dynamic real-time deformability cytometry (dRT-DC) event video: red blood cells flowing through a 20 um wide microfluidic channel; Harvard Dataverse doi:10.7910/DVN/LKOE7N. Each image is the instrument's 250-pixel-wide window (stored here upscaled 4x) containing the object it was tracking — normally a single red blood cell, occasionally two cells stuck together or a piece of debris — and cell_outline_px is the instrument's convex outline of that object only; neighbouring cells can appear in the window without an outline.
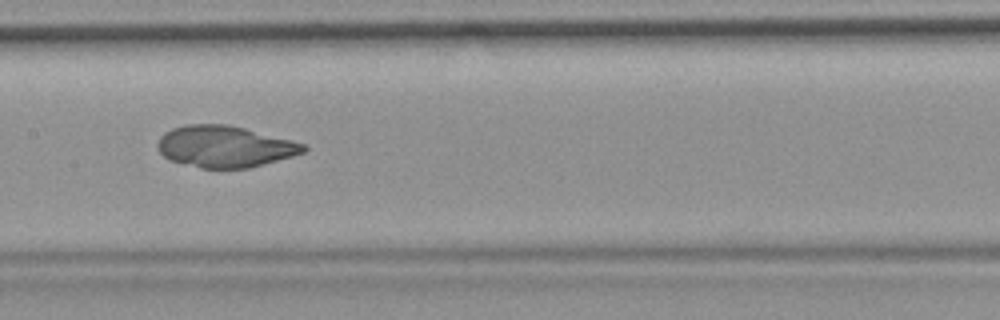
{"species": "common noctule bat (a hibernating species)", "species_latin": "Nyctalus noctula", "temperature_condition": "room temperature", "stored_images_in_passage": 12, "camera_frame_rate_fps": 3000, "um_per_image_px": 0.085, "animal": {"sex": "female", "body_mass_g": 19.9}, "frame": {"image": 1, "passage_image": 6, "time_ms": 5.667, "image_size_px": [1000, 320], "cell_outline_px": [[308, 148], [304, 152], [292, 156], [248, 168], [200, 168], [168, 160], [160, 152], [156, 144], [160, 136], [164, 132], [172, 128], [184, 124], [228, 124], [292, 140], [304, 144]], "centroid_in_image_um": [19.06, 12.45], "position_along_channel_um": 188.3, "area_um2": 35.32}}